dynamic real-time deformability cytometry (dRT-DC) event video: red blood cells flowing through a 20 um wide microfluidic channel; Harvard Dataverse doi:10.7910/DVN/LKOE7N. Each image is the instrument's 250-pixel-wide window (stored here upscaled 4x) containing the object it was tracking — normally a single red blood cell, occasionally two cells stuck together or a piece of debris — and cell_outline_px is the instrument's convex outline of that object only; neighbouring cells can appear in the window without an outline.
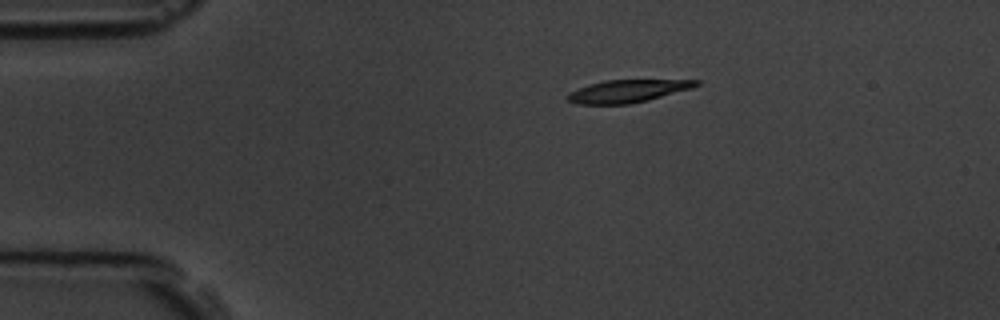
{"species": "common noctule bat (a hibernating species)", "species_latin": "Nyctalus noctula", "temperature_condition": "room temperature", "stored_images_in_passage": 7, "camera_frame_rate_fps": 3000, "um_per_image_px": 0.085, "animal": {"sex": "male", "body_mass_g": 19.5, "forearm_length_mm": 54.6}, "frame": {"image": 1, "passage_image": 1, "time_ms": 0.0, "image_size_px": [1000, 320], "cell_outline_px": [[700, 84], [692, 88], [648, 100], [632, 104], [576, 104], [568, 100], [564, 96], [568, 92], [588, 84], [604, 80], [700, 80]], "centroid_in_image_um": [53.29, 7.74], "position_along_channel_um": 31.7, "area_um2": 17.05}}
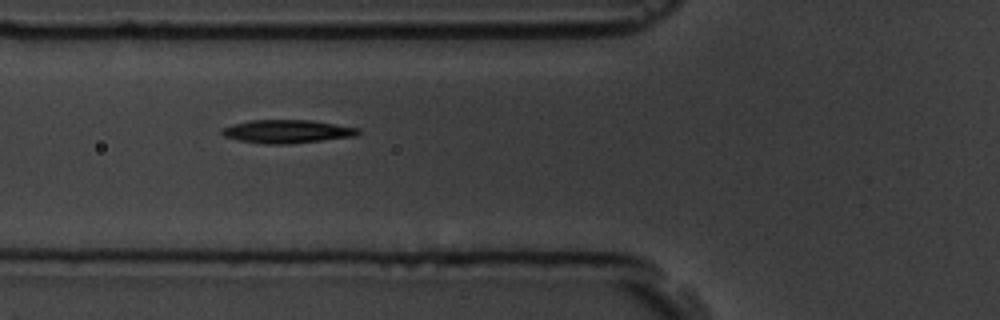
{"frame": {"image": 2, "passage_image": 4, "time_ms": 3.333, "image_size_px": [1000, 320], "cell_outline_px": [[360, 132], [356, 136], [288, 144], [260, 144], [240, 140], [224, 136], [220, 132], [220, 128], [232, 124], [248, 120], [312, 120], [360, 128]], "centroid_in_image_um": [24.37, 11.17], "position_along_channel_um": 101.4, "area_um2": 18.61}}
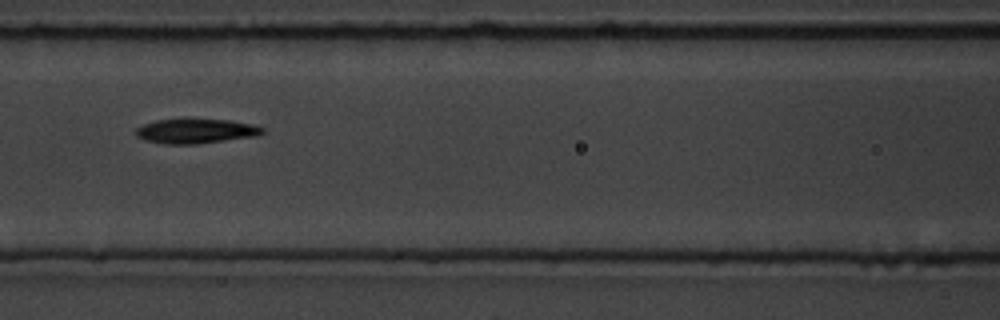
{"frame": {"image": 3, "passage_image": 5, "time_ms": 4.667, "image_size_px": [1000, 320], "cell_outline_px": [[264, 132], [260, 136], [196, 144], [164, 144], [144, 140], [136, 136], [136, 128], [144, 124], [156, 120], [184, 116], [228, 120], [252, 124], [264, 128]], "centroid_in_image_um": [16.64, 11.1], "position_along_channel_um": 150.0, "area_um2": 19.07}}